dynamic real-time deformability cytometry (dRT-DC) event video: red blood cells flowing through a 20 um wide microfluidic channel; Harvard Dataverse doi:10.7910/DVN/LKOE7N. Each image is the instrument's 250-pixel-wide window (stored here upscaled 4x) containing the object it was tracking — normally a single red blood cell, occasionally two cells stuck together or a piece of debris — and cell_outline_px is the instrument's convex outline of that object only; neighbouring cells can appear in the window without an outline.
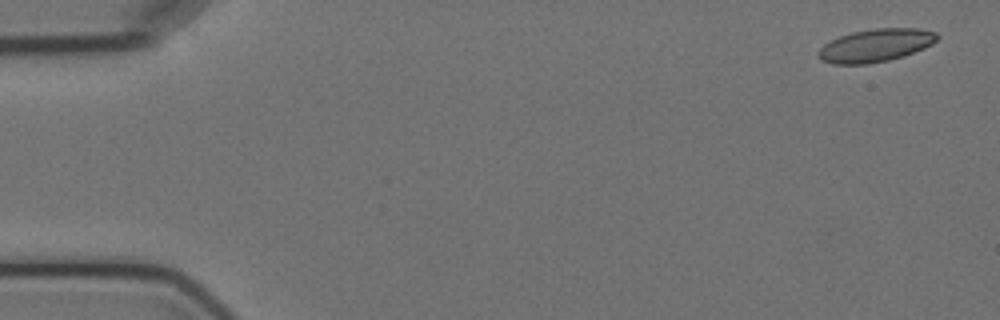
{"species": "Egyptian fruit bat (a non-hibernating species)", "species_latin": "Rousettus aegyptiacus", "temperature_condition": "cold", "stored_images_in_passage": 5, "camera_frame_rate_fps": 3000, "um_per_image_px": 0.085, "animal": {"sex": "female"}, "frame": {"image": 1, "passage_image": 1, "time_ms": 0.0, "image_size_px": [1000, 320], "cell_outline_px": [[940, 36], [932, 44], [924, 48], [904, 56], [888, 60], [868, 64], [832, 64], [820, 60], [816, 56], [816, 52], [824, 44], [840, 36], [852, 32], [876, 28], [920, 28], [936, 32]], "centroid_in_image_um": [74.41, 3.86], "position_along_channel_um": 10.6, "area_um2": 22.95}}